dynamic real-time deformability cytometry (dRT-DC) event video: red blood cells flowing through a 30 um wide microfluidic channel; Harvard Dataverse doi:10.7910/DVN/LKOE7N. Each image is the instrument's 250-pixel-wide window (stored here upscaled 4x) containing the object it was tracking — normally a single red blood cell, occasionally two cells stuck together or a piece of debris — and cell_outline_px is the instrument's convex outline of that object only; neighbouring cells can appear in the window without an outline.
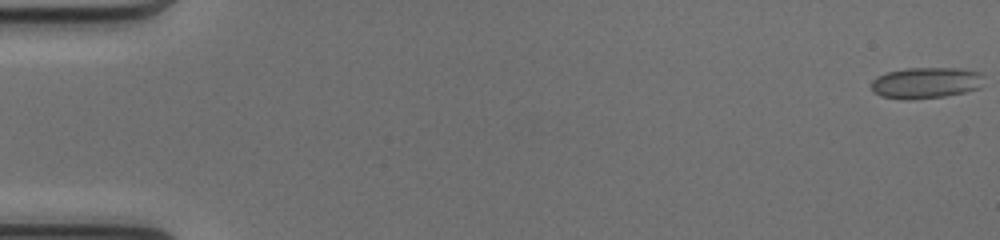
{"species": "common noctule bat (a hibernating species)", "species_latin": "Nyctalus noctula", "temperature_condition": "cold", "stored_images_in_passage": 51, "camera_frame_rate_fps": 3000, "um_per_image_px": 0.085, "animal": {"sex": "female", "body_mass_g": 17.0, "forearm_length_mm": 48.0}, "frame": {"image": 1, "passage_image": 1, "time_ms": 0.0, "image_size_px": [1000, 240], "cell_outline_px": [[984, 76], [980, 88], [964, 92], [944, 96], [912, 100], [900, 100], [880, 96], [872, 92], [872, 80], [876, 76], [888, 72], [908, 68], [960, 68], [980, 72]], "centroid_in_image_um": [78.68, 7.05], "position_along_channel_um": 6.3, "area_um2": 20.69}}
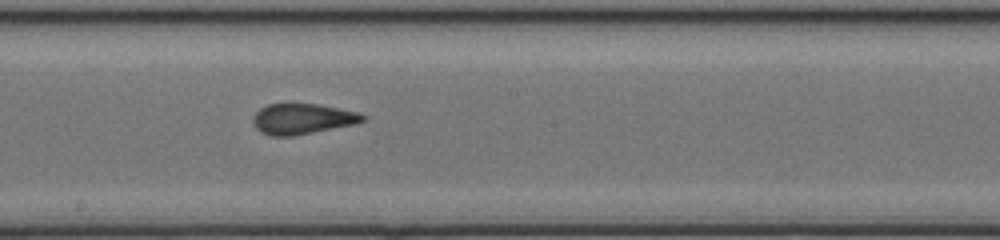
{"frame": {"image": 2, "passage_image": 29, "time_ms": 9.333, "image_size_px": [1000, 240], "cell_outline_px": [[368, 120], [356, 124], [292, 136], [268, 136], [260, 132], [252, 124], [252, 116], [260, 108], [268, 104], [316, 104], [360, 112], [368, 116]], "centroid_in_image_um": [25.72, 10.11], "position_along_channel_um": 222.5, "area_um2": 19.83}}
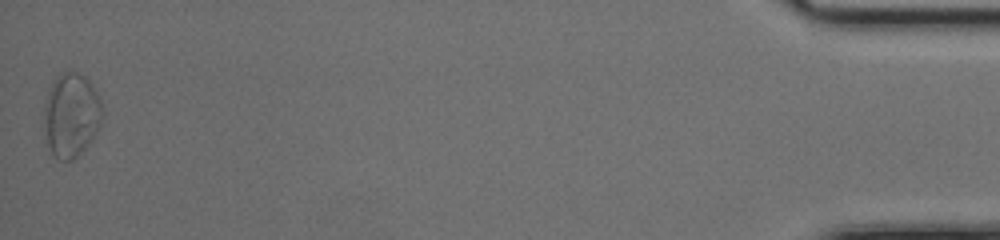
{"frame": {"image": 3, "passage_image": 51, "time_ms": 16.667, "image_size_px": [1000, 240], "cell_outline_px": [[104, 116], [96, 132], [88, 144], [72, 160], [60, 160], [52, 152], [48, 144], [44, 128], [44, 104], [52, 80], [60, 72], [68, 68], [80, 72], [88, 80], [104, 104]], "centroid_in_image_um": [6.06, 9.7], "position_along_channel_um": 429.1, "area_um2": 28.96}, "authors_computed_cell_mechanics": {"area_um2": 20.1144, "velocity_mm_per_s": 4.125, "shape_relaxation_time_tau1_ms": null, "shape_relaxation_time_tau2_ms": 1.3177, "deformation_change_tau1": null, "deformation_change_tau2": 0.0388}}